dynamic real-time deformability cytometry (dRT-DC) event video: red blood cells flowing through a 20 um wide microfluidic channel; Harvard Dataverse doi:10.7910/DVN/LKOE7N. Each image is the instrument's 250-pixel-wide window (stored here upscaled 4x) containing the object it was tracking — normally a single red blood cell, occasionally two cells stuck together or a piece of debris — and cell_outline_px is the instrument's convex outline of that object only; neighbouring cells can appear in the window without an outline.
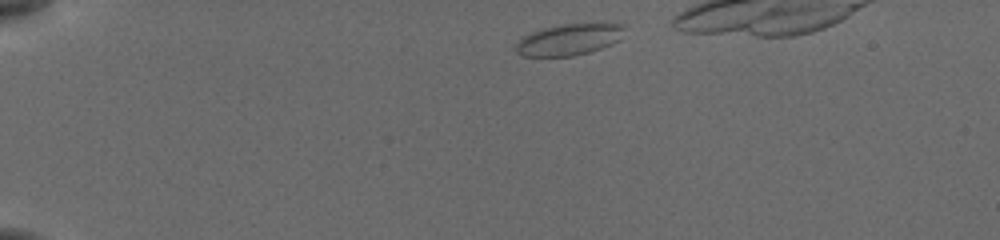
{"species": "common noctule bat (a hibernating species)", "species_latin": "Nyctalus noctula", "temperature_condition": "cold", "stored_images_in_passage": 39, "camera_frame_rate_fps": 3000, "um_per_image_px": 0.085, "animal": {"sex": "female", "body_mass_g": 19.5, "forearm_length_mm": 54.1}, "frame": {"image": 1, "passage_image": 2, "time_ms": 0.333, "image_size_px": [1000, 240], "cell_outline_px": [[628, 24], [620, 40], [612, 44], [588, 52], [572, 56], [524, 56], [516, 52], [516, 44], [520, 36], [544, 28], [560, 24], [604, 20]], "centroid_in_image_um": [48.49, 3.29], "position_along_channel_um": 36.5, "area_um2": 20.87}}
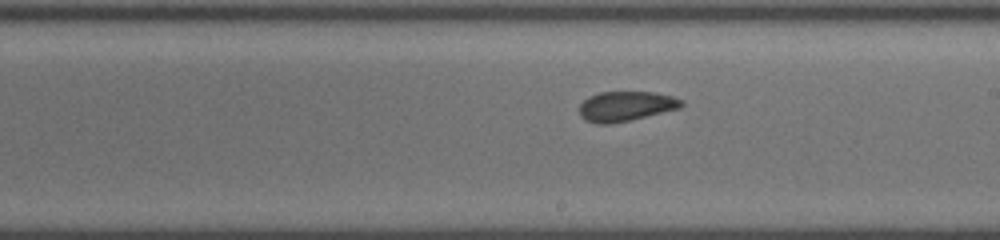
{"frame": {"image": 2, "passage_image": 23, "time_ms": 7.333, "image_size_px": [1000, 240], "cell_outline_px": [[684, 104], [680, 108], [632, 120], [608, 124], [596, 124], [584, 120], [580, 116], [580, 104], [588, 96], [600, 92], [652, 92], [672, 96], [684, 100]], "centroid_in_image_um": [53.19, 9.03], "position_along_channel_um": 235.8, "area_um2": 17.92}}
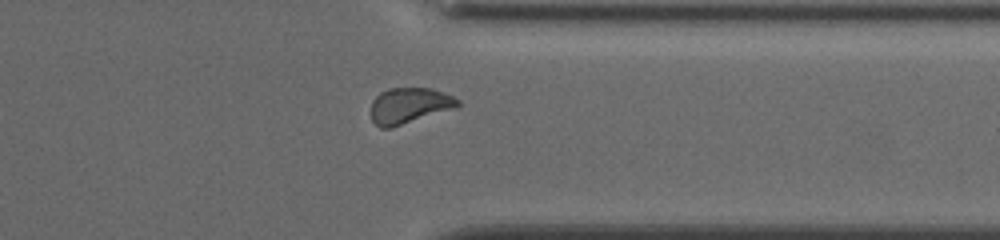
{"frame": {"image": 3, "passage_image": 34, "time_ms": 11.0, "image_size_px": [1000, 240], "cell_outline_px": [[460, 104], [456, 108], [392, 128], [380, 128], [372, 120], [372, 100], [380, 92], [388, 88], [432, 88], [452, 96], [460, 100]], "centroid_in_image_um": [34.79, 8.98], "position_along_channel_um": 376.6, "area_um2": 18.21}}